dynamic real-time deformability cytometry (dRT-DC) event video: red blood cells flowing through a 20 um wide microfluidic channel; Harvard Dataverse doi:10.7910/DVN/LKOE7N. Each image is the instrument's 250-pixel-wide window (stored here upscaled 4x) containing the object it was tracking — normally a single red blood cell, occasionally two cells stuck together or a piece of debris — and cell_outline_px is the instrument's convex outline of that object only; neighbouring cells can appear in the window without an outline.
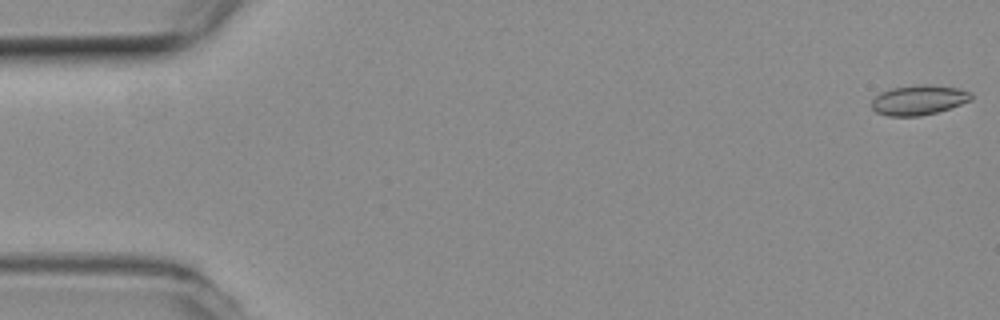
{"species": "common noctule bat (a hibernating species)", "species_latin": "Nyctalus noctula", "temperature_condition": "room temperature", "stored_images_in_passage": 15, "camera_frame_rate_fps": 3000, "um_per_image_px": 0.085, "animal": {"sex": "female", "body_mass_g": 19.3, "forearm_length_mm": 54.1}, "frame": {"image": 1, "passage_image": 1, "time_ms": 0.0, "image_size_px": [1000, 320], "cell_outline_px": [[972, 100], [936, 112], [920, 116], [888, 116], [876, 112], [872, 108], [872, 100], [880, 92], [892, 88], [928, 84], [956, 88], [972, 92]], "centroid_in_image_um": [78.08, 8.5], "position_along_channel_um": 6.9, "area_um2": 17.11}}